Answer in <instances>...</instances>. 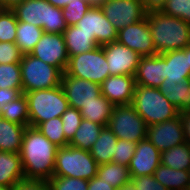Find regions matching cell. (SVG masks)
I'll list each match as a JSON object with an SVG mask.
<instances>
[{
	"label": "cell",
	"mask_w": 190,
	"mask_h": 190,
	"mask_svg": "<svg viewBox=\"0 0 190 190\" xmlns=\"http://www.w3.org/2000/svg\"><path fill=\"white\" fill-rule=\"evenodd\" d=\"M13 190H50L48 181L23 179L13 186Z\"/></svg>",
	"instance_id": "obj_43"
},
{
	"label": "cell",
	"mask_w": 190,
	"mask_h": 190,
	"mask_svg": "<svg viewBox=\"0 0 190 190\" xmlns=\"http://www.w3.org/2000/svg\"><path fill=\"white\" fill-rule=\"evenodd\" d=\"M92 5V0H73L72 2H69L62 9L67 26L76 25Z\"/></svg>",
	"instance_id": "obj_35"
},
{
	"label": "cell",
	"mask_w": 190,
	"mask_h": 190,
	"mask_svg": "<svg viewBox=\"0 0 190 190\" xmlns=\"http://www.w3.org/2000/svg\"><path fill=\"white\" fill-rule=\"evenodd\" d=\"M161 164L175 170L188 171L190 168V145L183 143L161 152Z\"/></svg>",
	"instance_id": "obj_31"
},
{
	"label": "cell",
	"mask_w": 190,
	"mask_h": 190,
	"mask_svg": "<svg viewBox=\"0 0 190 190\" xmlns=\"http://www.w3.org/2000/svg\"><path fill=\"white\" fill-rule=\"evenodd\" d=\"M22 57L15 42H0V64L20 63Z\"/></svg>",
	"instance_id": "obj_41"
},
{
	"label": "cell",
	"mask_w": 190,
	"mask_h": 190,
	"mask_svg": "<svg viewBox=\"0 0 190 190\" xmlns=\"http://www.w3.org/2000/svg\"><path fill=\"white\" fill-rule=\"evenodd\" d=\"M114 105L102 94L96 101L80 108L82 118L107 127Z\"/></svg>",
	"instance_id": "obj_27"
},
{
	"label": "cell",
	"mask_w": 190,
	"mask_h": 190,
	"mask_svg": "<svg viewBox=\"0 0 190 190\" xmlns=\"http://www.w3.org/2000/svg\"><path fill=\"white\" fill-rule=\"evenodd\" d=\"M116 190H138V189H134V186L130 183L116 189Z\"/></svg>",
	"instance_id": "obj_50"
},
{
	"label": "cell",
	"mask_w": 190,
	"mask_h": 190,
	"mask_svg": "<svg viewBox=\"0 0 190 190\" xmlns=\"http://www.w3.org/2000/svg\"><path fill=\"white\" fill-rule=\"evenodd\" d=\"M146 17L157 54L190 45V24L184 20L161 11L147 12Z\"/></svg>",
	"instance_id": "obj_2"
},
{
	"label": "cell",
	"mask_w": 190,
	"mask_h": 190,
	"mask_svg": "<svg viewBox=\"0 0 190 190\" xmlns=\"http://www.w3.org/2000/svg\"><path fill=\"white\" fill-rule=\"evenodd\" d=\"M132 105L147 126L173 119L180 114L159 88L136 85Z\"/></svg>",
	"instance_id": "obj_5"
},
{
	"label": "cell",
	"mask_w": 190,
	"mask_h": 190,
	"mask_svg": "<svg viewBox=\"0 0 190 190\" xmlns=\"http://www.w3.org/2000/svg\"><path fill=\"white\" fill-rule=\"evenodd\" d=\"M108 63L102 46L69 57L65 74L101 85L109 76Z\"/></svg>",
	"instance_id": "obj_8"
},
{
	"label": "cell",
	"mask_w": 190,
	"mask_h": 190,
	"mask_svg": "<svg viewBox=\"0 0 190 190\" xmlns=\"http://www.w3.org/2000/svg\"><path fill=\"white\" fill-rule=\"evenodd\" d=\"M160 11L190 24V0H166Z\"/></svg>",
	"instance_id": "obj_37"
},
{
	"label": "cell",
	"mask_w": 190,
	"mask_h": 190,
	"mask_svg": "<svg viewBox=\"0 0 190 190\" xmlns=\"http://www.w3.org/2000/svg\"><path fill=\"white\" fill-rule=\"evenodd\" d=\"M57 150L38 128L26 127L19 153L25 179L48 181L52 178Z\"/></svg>",
	"instance_id": "obj_1"
},
{
	"label": "cell",
	"mask_w": 190,
	"mask_h": 190,
	"mask_svg": "<svg viewBox=\"0 0 190 190\" xmlns=\"http://www.w3.org/2000/svg\"><path fill=\"white\" fill-rule=\"evenodd\" d=\"M30 55L57 67L64 73L68 65L69 56L63 33L53 34L44 32Z\"/></svg>",
	"instance_id": "obj_12"
},
{
	"label": "cell",
	"mask_w": 190,
	"mask_h": 190,
	"mask_svg": "<svg viewBox=\"0 0 190 190\" xmlns=\"http://www.w3.org/2000/svg\"><path fill=\"white\" fill-rule=\"evenodd\" d=\"M165 78L164 59L159 54L140 58L135 74L136 85L159 88Z\"/></svg>",
	"instance_id": "obj_19"
},
{
	"label": "cell",
	"mask_w": 190,
	"mask_h": 190,
	"mask_svg": "<svg viewBox=\"0 0 190 190\" xmlns=\"http://www.w3.org/2000/svg\"><path fill=\"white\" fill-rule=\"evenodd\" d=\"M161 152L147 139L140 140L128 166L131 177L153 175L161 164Z\"/></svg>",
	"instance_id": "obj_17"
},
{
	"label": "cell",
	"mask_w": 190,
	"mask_h": 190,
	"mask_svg": "<svg viewBox=\"0 0 190 190\" xmlns=\"http://www.w3.org/2000/svg\"><path fill=\"white\" fill-rule=\"evenodd\" d=\"M107 127L118 139L136 144L147 138L146 122L132 104L114 106Z\"/></svg>",
	"instance_id": "obj_9"
},
{
	"label": "cell",
	"mask_w": 190,
	"mask_h": 190,
	"mask_svg": "<svg viewBox=\"0 0 190 190\" xmlns=\"http://www.w3.org/2000/svg\"><path fill=\"white\" fill-rule=\"evenodd\" d=\"M97 176L109 183L115 189L131 182L128 166L112 162L99 165L97 168Z\"/></svg>",
	"instance_id": "obj_29"
},
{
	"label": "cell",
	"mask_w": 190,
	"mask_h": 190,
	"mask_svg": "<svg viewBox=\"0 0 190 190\" xmlns=\"http://www.w3.org/2000/svg\"><path fill=\"white\" fill-rule=\"evenodd\" d=\"M61 119L65 138L70 142L83 119L80 110L69 107L62 114Z\"/></svg>",
	"instance_id": "obj_39"
},
{
	"label": "cell",
	"mask_w": 190,
	"mask_h": 190,
	"mask_svg": "<svg viewBox=\"0 0 190 190\" xmlns=\"http://www.w3.org/2000/svg\"><path fill=\"white\" fill-rule=\"evenodd\" d=\"M147 139L160 152L185 143L180 114L173 119L147 126Z\"/></svg>",
	"instance_id": "obj_15"
},
{
	"label": "cell",
	"mask_w": 190,
	"mask_h": 190,
	"mask_svg": "<svg viewBox=\"0 0 190 190\" xmlns=\"http://www.w3.org/2000/svg\"><path fill=\"white\" fill-rule=\"evenodd\" d=\"M159 55L164 59L166 76L162 83H178L180 80L190 79L188 46L181 50H172Z\"/></svg>",
	"instance_id": "obj_20"
},
{
	"label": "cell",
	"mask_w": 190,
	"mask_h": 190,
	"mask_svg": "<svg viewBox=\"0 0 190 190\" xmlns=\"http://www.w3.org/2000/svg\"><path fill=\"white\" fill-rule=\"evenodd\" d=\"M99 6L118 31L143 20L147 14L141 0H106Z\"/></svg>",
	"instance_id": "obj_10"
},
{
	"label": "cell",
	"mask_w": 190,
	"mask_h": 190,
	"mask_svg": "<svg viewBox=\"0 0 190 190\" xmlns=\"http://www.w3.org/2000/svg\"><path fill=\"white\" fill-rule=\"evenodd\" d=\"M75 26L93 35L99 46L115 42L118 38V30L110 23L97 4H93Z\"/></svg>",
	"instance_id": "obj_11"
},
{
	"label": "cell",
	"mask_w": 190,
	"mask_h": 190,
	"mask_svg": "<svg viewBox=\"0 0 190 190\" xmlns=\"http://www.w3.org/2000/svg\"><path fill=\"white\" fill-rule=\"evenodd\" d=\"M136 149V143L118 139L112 163L129 166Z\"/></svg>",
	"instance_id": "obj_40"
},
{
	"label": "cell",
	"mask_w": 190,
	"mask_h": 190,
	"mask_svg": "<svg viewBox=\"0 0 190 190\" xmlns=\"http://www.w3.org/2000/svg\"><path fill=\"white\" fill-rule=\"evenodd\" d=\"M159 89L179 113L190 111V79L162 83Z\"/></svg>",
	"instance_id": "obj_23"
},
{
	"label": "cell",
	"mask_w": 190,
	"mask_h": 190,
	"mask_svg": "<svg viewBox=\"0 0 190 190\" xmlns=\"http://www.w3.org/2000/svg\"><path fill=\"white\" fill-rule=\"evenodd\" d=\"M180 117L182 120L185 141L190 145V111L180 113Z\"/></svg>",
	"instance_id": "obj_46"
},
{
	"label": "cell",
	"mask_w": 190,
	"mask_h": 190,
	"mask_svg": "<svg viewBox=\"0 0 190 190\" xmlns=\"http://www.w3.org/2000/svg\"><path fill=\"white\" fill-rule=\"evenodd\" d=\"M117 141L118 138L108 127L102 129L97 141L89 150L98 165L111 162L115 153Z\"/></svg>",
	"instance_id": "obj_25"
},
{
	"label": "cell",
	"mask_w": 190,
	"mask_h": 190,
	"mask_svg": "<svg viewBox=\"0 0 190 190\" xmlns=\"http://www.w3.org/2000/svg\"><path fill=\"white\" fill-rule=\"evenodd\" d=\"M61 86L65 92L69 107L79 109L96 101L101 94V85L89 80L62 74Z\"/></svg>",
	"instance_id": "obj_16"
},
{
	"label": "cell",
	"mask_w": 190,
	"mask_h": 190,
	"mask_svg": "<svg viewBox=\"0 0 190 190\" xmlns=\"http://www.w3.org/2000/svg\"><path fill=\"white\" fill-rule=\"evenodd\" d=\"M22 93L52 89L61 85L62 72L30 54H23L20 61Z\"/></svg>",
	"instance_id": "obj_7"
},
{
	"label": "cell",
	"mask_w": 190,
	"mask_h": 190,
	"mask_svg": "<svg viewBox=\"0 0 190 190\" xmlns=\"http://www.w3.org/2000/svg\"><path fill=\"white\" fill-rule=\"evenodd\" d=\"M23 0H0L1 9L12 10L15 6L21 3Z\"/></svg>",
	"instance_id": "obj_48"
},
{
	"label": "cell",
	"mask_w": 190,
	"mask_h": 190,
	"mask_svg": "<svg viewBox=\"0 0 190 190\" xmlns=\"http://www.w3.org/2000/svg\"><path fill=\"white\" fill-rule=\"evenodd\" d=\"M37 128L58 148L69 145V141L64 135L61 117L51 118L48 121L42 122Z\"/></svg>",
	"instance_id": "obj_33"
},
{
	"label": "cell",
	"mask_w": 190,
	"mask_h": 190,
	"mask_svg": "<svg viewBox=\"0 0 190 190\" xmlns=\"http://www.w3.org/2000/svg\"><path fill=\"white\" fill-rule=\"evenodd\" d=\"M97 162L90 151L63 146L56 153L53 176L80 178L90 181L97 176Z\"/></svg>",
	"instance_id": "obj_6"
},
{
	"label": "cell",
	"mask_w": 190,
	"mask_h": 190,
	"mask_svg": "<svg viewBox=\"0 0 190 190\" xmlns=\"http://www.w3.org/2000/svg\"><path fill=\"white\" fill-rule=\"evenodd\" d=\"M142 5L144 6L147 12L150 11H160L164 6L166 0H141Z\"/></svg>",
	"instance_id": "obj_47"
},
{
	"label": "cell",
	"mask_w": 190,
	"mask_h": 190,
	"mask_svg": "<svg viewBox=\"0 0 190 190\" xmlns=\"http://www.w3.org/2000/svg\"><path fill=\"white\" fill-rule=\"evenodd\" d=\"M2 118L23 126H29L28 100L23 93L17 99L8 102L0 109Z\"/></svg>",
	"instance_id": "obj_32"
},
{
	"label": "cell",
	"mask_w": 190,
	"mask_h": 190,
	"mask_svg": "<svg viewBox=\"0 0 190 190\" xmlns=\"http://www.w3.org/2000/svg\"><path fill=\"white\" fill-rule=\"evenodd\" d=\"M135 86V76H109L101 84V94L114 106L132 104Z\"/></svg>",
	"instance_id": "obj_18"
},
{
	"label": "cell",
	"mask_w": 190,
	"mask_h": 190,
	"mask_svg": "<svg viewBox=\"0 0 190 190\" xmlns=\"http://www.w3.org/2000/svg\"><path fill=\"white\" fill-rule=\"evenodd\" d=\"M131 184L138 190H168L153 175L131 177Z\"/></svg>",
	"instance_id": "obj_42"
},
{
	"label": "cell",
	"mask_w": 190,
	"mask_h": 190,
	"mask_svg": "<svg viewBox=\"0 0 190 190\" xmlns=\"http://www.w3.org/2000/svg\"><path fill=\"white\" fill-rule=\"evenodd\" d=\"M22 89L0 88V109L22 95Z\"/></svg>",
	"instance_id": "obj_44"
},
{
	"label": "cell",
	"mask_w": 190,
	"mask_h": 190,
	"mask_svg": "<svg viewBox=\"0 0 190 190\" xmlns=\"http://www.w3.org/2000/svg\"><path fill=\"white\" fill-rule=\"evenodd\" d=\"M110 76H135L141 56L118 41L102 46Z\"/></svg>",
	"instance_id": "obj_14"
},
{
	"label": "cell",
	"mask_w": 190,
	"mask_h": 190,
	"mask_svg": "<svg viewBox=\"0 0 190 190\" xmlns=\"http://www.w3.org/2000/svg\"><path fill=\"white\" fill-rule=\"evenodd\" d=\"M17 23V18L12 10H0V42H15Z\"/></svg>",
	"instance_id": "obj_36"
},
{
	"label": "cell",
	"mask_w": 190,
	"mask_h": 190,
	"mask_svg": "<svg viewBox=\"0 0 190 190\" xmlns=\"http://www.w3.org/2000/svg\"><path fill=\"white\" fill-rule=\"evenodd\" d=\"M25 179L19 153L0 151V185L13 187Z\"/></svg>",
	"instance_id": "obj_21"
},
{
	"label": "cell",
	"mask_w": 190,
	"mask_h": 190,
	"mask_svg": "<svg viewBox=\"0 0 190 190\" xmlns=\"http://www.w3.org/2000/svg\"><path fill=\"white\" fill-rule=\"evenodd\" d=\"M43 34L42 28L31 23L18 21L15 44L23 54H30Z\"/></svg>",
	"instance_id": "obj_30"
},
{
	"label": "cell",
	"mask_w": 190,
	"mask_h": 190,
	"mask_svg": "<svg viewBox=\"0 0 190 190\" xmlns=\"http://www.w3.org/2000/svg\"><path fill=\"white\" fill-rule=\"evenodd\" d=\"M104 127L95 122L82 119L74 137L69 142V146L89 151Z\"/></svg>",
	"instance_id": "obj_28"
},
{
	"label": "cell",
	"mask_w": 190,
	"mask_h": 190,
	"mask_svg": "<svg viewBox=\"0 0 190 190\" xmlns=\"http://www.w3.org/2000/svg\"><path fill=\"white\" fill-rule=\"evenodd\" d=\"M103 1H106V0H94V4H97V5H99L101 2H103Z\"/></svg>",
	"instance_id": "obj_53"
},
{
	"label": "cell",
	"mask_w": 190,
	"mask_h": 190,
	"mask_svg": "<svg viewBox=\"0 0 190 190\" xmlns=\"http://www.w3.org/2000/svg\"><path fill=\"white\" fill-rule=\"evenodd\" d=\"M47 1L51 5L63 9L69 2H72L73 0H47Z\"/></svg>",
	"instance_id": "obj_49"
},
{
	"label": "cell",
	"mask_w": 190,
	"mask_h": 190,
	"mask_svg": "<svg viewBox=\"0 0 190 190\" xmlns=\"http://www.w3.org/2000/svg\"><path fill=\"white\" fill-rule=\"evenodd\" d=\"M26 126L0 119V151L20 153Z\"/></svg>",
	"instance_id": "obj_24"
},
{
	"label": "cell",
	"mask_w": 190,
	"mask_h": 190,
	"mask_svg": "<svg viewBox=\"0 0 190 190\" xmlns=\"http://www.w3.org/2000/svg\"><path fill=\"white\" fill-rule=\"evenodd\" d=\"M63 36L69 57L94 50L99 46L93 35L81 31L75 25L67 26Z\"/></svg>",
	"instance_id": "obj_22"
},
{
	"label": "cell",
	"mask_w": 190,
	"mask_h": 190,
	"mask_svg": "<svg viewBox=\"0 0 190 190\" xmlns=\"http://www.w3.org/2000/svg\"><path fill=\"white\" fill-rule=\"evenodd\" d=\"M0 88L22 89L20 63L0 64Z\"/></svg>",
	"instance_id": "obj_34"
},
{
	"label": "cell",
	"mask_w": 190,
	"mask_h": 190,
	"mask_svg": "<svg viewBox=\"0 0 190 190\" xmlns=\"http://www.w3.org/2000/svg\"><path fill=\"white\" fill-rule=\"evenodd\" d=\"M188 61H189V66H190V45H188Z\"/></svg>",
	"instance_id": "obj_52"
},
{
	"label": "cell",
	"mask_w": 190,
	"mask_h": 190,
	"mask_svg": "<svg viewBox=\"0 0 190 190\" xmlns=\"http://www.w3.org/2000/svg\"><path fill=\"white\" fill-rule=\"evenodd\" d=\"M12 11L17 21L31 23L45 33L60 34L67 28L62 8L51 5L47 0H23Z\"/></svg>",
	"instance_id": "obj_3"
},
{
	"label": "cell",
	"mask_w": 190,
	"mask_h": 190,
	"mask_svg": "<svg viewBox=\"0 0 190 190\" xmlns=\"http://www.w3.org/2000/svg\"><path fill=\"white\" fill-rule=\"evenodd\" d=\"M117 41L141 57L157 55L147 17L118 31Z\"/></svg>",
	"instance_id": "obj_13"
},
{
	"label": "cell",
	"mask_w": 190,
	"mask_h": 190,
	"mask_svg": "<svg viewBox=\"0 0 190 190\" xmlns=\"http://www.w3.org/2000/svg\"><path fill=\"white\" fill-rule=\"evenodd\" d=\"M0 190H13V187H6V186L0 185Z\"/></svg>",
	"instance_id": "obj_51"
},
{
	"label": "cell",
	"mask_w": 190,
	"mask_h": 190,
	"mask_svg": "<svg viewBox=\"0 0 190 190\" xmlns=\"http://www.w3.org/2000/svg\"><path fill=\"white\" fill-rule=\"evenodd\" d=\"M153 176L168 190H188L190 187L189 171L175 170L160 164Z\"/></svg>",
	"instance_id": "obj_26"
},
{
	"label": "cell",
	"mask_w": 190,
	"mask_h": 190,
	"mask_svg": "<svg viewBox=\"0 0 190 190\" xmlns=\"http://www.w3.org/2000/svg\"><path fill=\"white\" fill-rule=\"evenodd\" d=\"M87 190H116L109 183L105 182L103 179H100L98 176L93 177L88 181Z\"/></svg>",
	"instance_id": "obj_45"
},
{
	"label": "cell",
	"mask_w": 190,
	"mask_h": 190,
	"mask_svg": "<svg viewBox=\"0 0 190 190\" xmlns=\"http://www.w3.org/2000/svg\"><path fill=\"white\" fill-rule=\"evenodd\" d=\"M50 190H87L88 181L80 178L53 176L48 180Z\"/></svg>",
	"instance_id": "obj_38"
},
{
	"label": "cell",
	"mask_w": 190,
	"mask_h": 190,
	"mask_svg": "<svg viewBox=\"0 0 190 190\" xmlns=\"http://www.w3.org/2000/svg\"><path fill=\"white\" fill-rule=\"evenodd\" d=\"M28 100L29 126L38 127L51 118L61 117L69 108L62 86L24 93Z\"/></svg>",
	"instance_id": "obj_4"
}]
</instances>
